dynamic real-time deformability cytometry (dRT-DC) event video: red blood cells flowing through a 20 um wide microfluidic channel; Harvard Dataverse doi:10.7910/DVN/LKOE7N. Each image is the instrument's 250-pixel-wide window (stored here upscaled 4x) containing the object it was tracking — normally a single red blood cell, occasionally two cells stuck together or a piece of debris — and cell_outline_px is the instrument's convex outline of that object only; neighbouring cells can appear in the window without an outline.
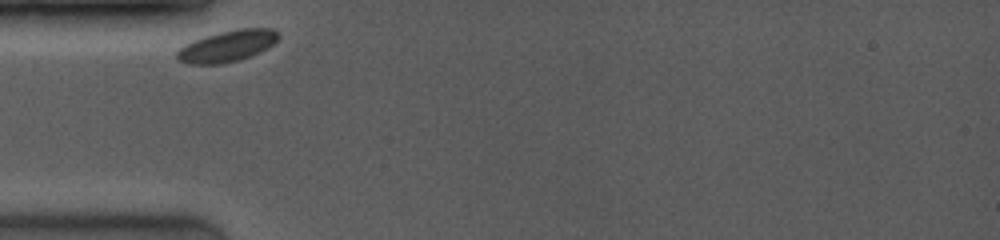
{"species": "common noctule bat (a hibernating species)", "species_latin": "Nyctalus noctula", "temperature_condition": "room temperature", "stored_images_in_passage": 39, "camera_frame_rate_fps": 4000, "um_per_image_px": 0.085, "animal": {"sex": "female", "body_mass_g": 19.0, "forearm_length_mm": 53.3}, "frame": {"image": 1, "passage_image": 1, "time_ms": 0.0, "image_size_px": [1000, 240], "cell_outline_px": [[280, 36], [272, 44], [248, 56], [236, 60], [220, 64], [192, 64], [180, 60], [176, 56], [176, 52], [184, 44], [204, 36], [220, 32], [240, 28], [272, 28]], "centroid_in_image_um": [19.27, 3.9], "position_along_channel_um": 65.7, "area_um2": 18.03}}
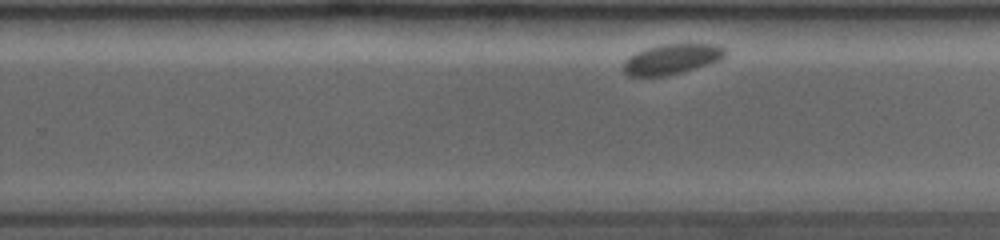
{"frame": {"image": 2, "passage_image": 25, "time_ms": 6.0, "image_size_px": [1000, 240], "cell_outline_px": [[728, 52], [720, 60], [664, 76], [628, 76], [624, 72], [624, 60], [628, 56], [644, 48], [660, 44], [720, 44]], "centroid_in_image_um": [57.07, 5.0], "position_along_channel_um": 272.7, "area_um2": 17.8}}
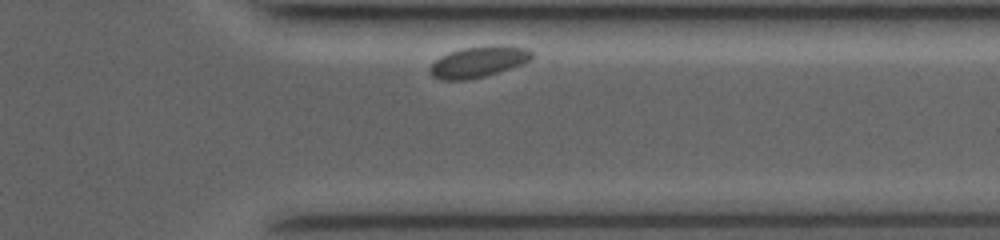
{"frame": {"image": 3, "passage_image": 36, "time_ms": 8.75, "image_size_px": [1000, 240], "cell_outline_px": [[532, 60], [484, 76], [464, 80], [444, 80], [432, 76], [428, 72], [428, 68], [440, 56], [448, 52], [464, 48], [492, 44], [508, 44], [528, 48], [532, 52]], "centroid_in_image_um": [40.67, 5.22], "position_along_channel_um": 370.7, "area_um2": 18.55}}